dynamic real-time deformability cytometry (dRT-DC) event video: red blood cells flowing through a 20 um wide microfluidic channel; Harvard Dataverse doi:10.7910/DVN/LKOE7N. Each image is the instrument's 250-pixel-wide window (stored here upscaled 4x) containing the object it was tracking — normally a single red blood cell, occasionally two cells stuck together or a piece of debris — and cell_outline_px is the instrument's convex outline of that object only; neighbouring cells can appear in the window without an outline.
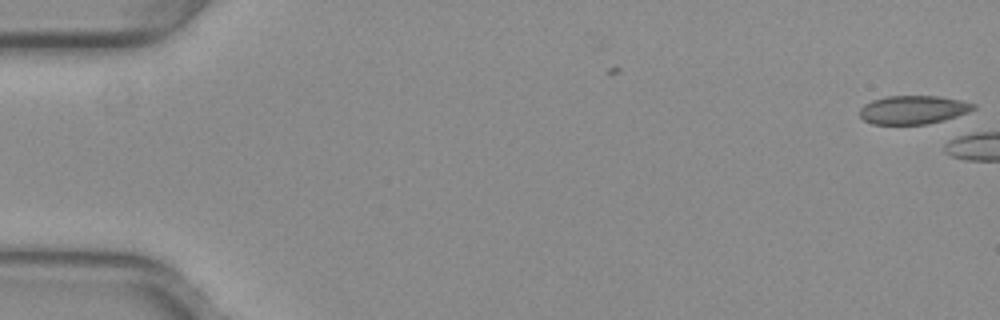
{"species": "common noctule bat (a hibernating species)", "species_latin": "Nyctalus noctula", "temperature_condition": "warm", "stored_images_in_passage": 6, "camera_frame_rate_fps": 3000, "um_per_image_px": 0.085, "animal": {"sex": "female", "body_mass_g": 29.2, "forearm_length_mm": 56.3}, "frame": {"image": 1, "passage_image": 6, "time_ms": 1.667, "image_size_px": [1000, 320], "cell_outline_px": [[976, 108], [968, 112], [944, 120], [928, 124], [872, 124], [864, 120], [860, 116], [860, 108], [864, 104], [872, 100], [888, 96], [940, 96], [960, 100], [976, 104]], "centroid_in_image_um": [77.62, 9.33], "position_along_channel_um": 7.4, "area_um2": 18.9}}